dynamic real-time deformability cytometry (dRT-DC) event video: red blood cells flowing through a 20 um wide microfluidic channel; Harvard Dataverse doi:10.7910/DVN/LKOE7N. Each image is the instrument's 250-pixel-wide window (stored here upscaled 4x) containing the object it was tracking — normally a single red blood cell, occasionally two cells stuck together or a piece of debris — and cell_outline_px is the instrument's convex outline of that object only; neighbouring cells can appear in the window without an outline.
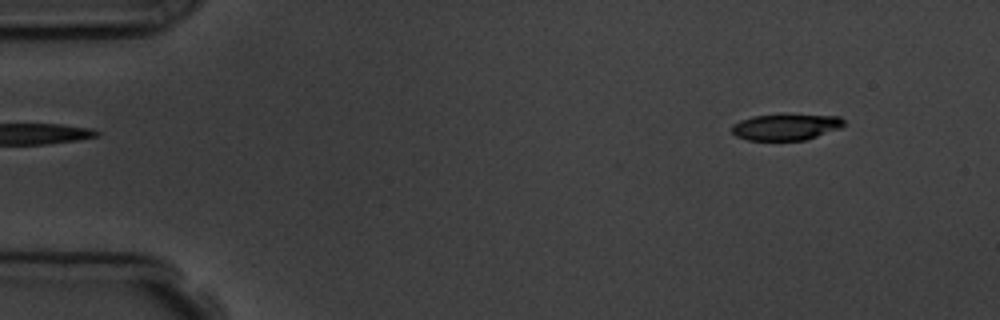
{"species": "common noctule bat (a hibernating species)", "species_latin": "Nyctalus noctula", "temperature_condition": "room temperature", "stored_images_in_passage": 5, "camera_frame_rate_fps": 3000, "um_per_image_px": 0.085, "animal": {"sex": "male", "body_mass_g": 19.5, "forearm_length_mm": 54.6}, "frame": {"image": 1, "passage_image": 2, "time_ms": 1.333, "image_size_px": [1000, 320], "cell_outline_px": [[844, 124], [840, 128], [804, 140], [748, 140], [736, 136], [732, 132], [732, 124], [740, 120], [752, 116], [784, 112], [840, 116], [844, 120]], "centroid_in_image_um": [66.79, 10.74], "position_along_channel_um": 18.2, "area_um2": 17.8}}
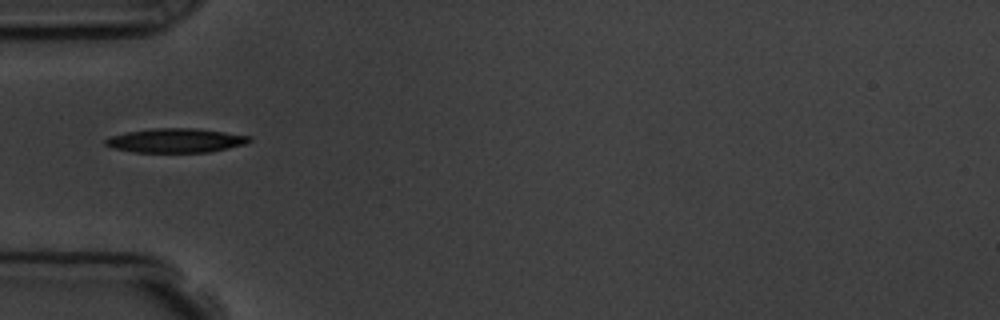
{"frame": {"image": 2, "passage_image": 5, "time_ms": 5.333, "image_size_px": [1000, 320], "cell_outline_px": [[252, 140], [244, 144], [228, 148], [208, 152], [136, 152], [116, 148], [104, 144], [104, 140], [108, 136], [124, 132], [152, 128], [196, 128], [252, 136]], "centroid_in_image_um": [14.92, 11.93], "position_along_channel_um": 70.1, "area_um2": 20.29}}